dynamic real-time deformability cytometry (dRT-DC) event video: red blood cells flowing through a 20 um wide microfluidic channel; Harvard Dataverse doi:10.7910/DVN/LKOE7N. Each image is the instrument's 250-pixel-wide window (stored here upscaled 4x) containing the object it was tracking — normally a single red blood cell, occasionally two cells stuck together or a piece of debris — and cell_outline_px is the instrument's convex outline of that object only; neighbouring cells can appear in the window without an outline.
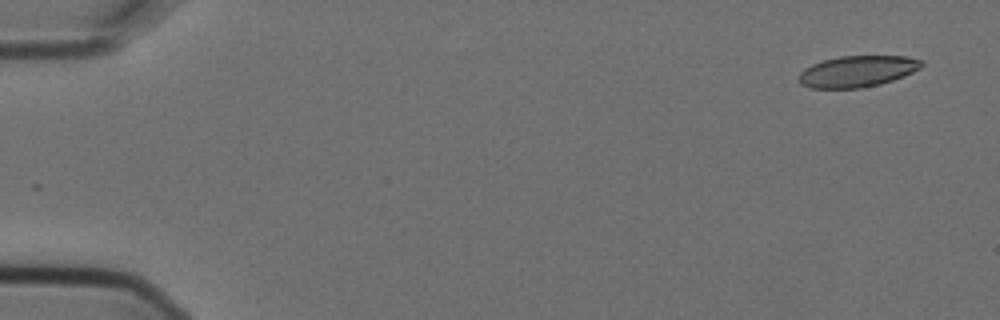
{"species": "Egyptian fruit bat (a non-hibernating species)", "species_latin": "Rousettus aegyptiacus", "temperature_condition": "cold", "stored_images_in_passage": 5, "camera_frame_rate_fps": 3000, "um_per_image_px": 0.085, "animal": {"sex": "female"}, "frame": {"image": 1, "passage_image": 1, "time_ms": 0.0, "image_size_px": [1000, 320], "cell_outline_px": [[924, 64], [920, 68], [904, 76], [880, 84], [860, 88], [812, 88], [800, 84], [800, 72], [804, 68], [812, 64], [824, 60], [840, 56], [904, 56], [920, 60]], "centroid_in_image_um": [72.87, 6.06], "position_along_channel_um": 12.1, "area_um2": 22.2}}